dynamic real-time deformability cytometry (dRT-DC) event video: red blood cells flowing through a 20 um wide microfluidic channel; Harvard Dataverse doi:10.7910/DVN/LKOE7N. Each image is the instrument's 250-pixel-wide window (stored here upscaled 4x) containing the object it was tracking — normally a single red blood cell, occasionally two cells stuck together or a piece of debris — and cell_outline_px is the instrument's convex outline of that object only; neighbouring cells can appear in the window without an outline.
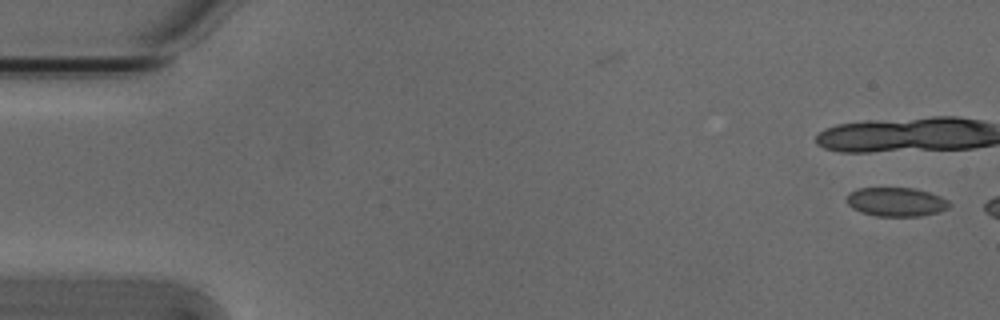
{"species": "Egyptian fruit bat (a non-hibernating species)", "species_latin": "Rousettus aegyptiacus", "temperature_condition": "cold", "stored_images_in_passage": 2, "camera_frame_rate_fps": 3000, "um_per_image_px": 0.085, "animal": {"sex": "male"}, "frame": {"image": 1, "passage_image": 2, "time_ms": 0.333, "image_size_px": [1000, 320], "cell_outline_px": [[952, 204], [948, 208], [936, 212], [920, 216], [876, 216], [860, 212], [852, 208], [848, 204], [848, 192], [856, 188], [912, 188], [928, 192], [940, 196], [948, 200]], "centroid_in_image_um": [76.16, 17.16], "position_along_channel_um": 8.8, "area_um2": 17.28}}